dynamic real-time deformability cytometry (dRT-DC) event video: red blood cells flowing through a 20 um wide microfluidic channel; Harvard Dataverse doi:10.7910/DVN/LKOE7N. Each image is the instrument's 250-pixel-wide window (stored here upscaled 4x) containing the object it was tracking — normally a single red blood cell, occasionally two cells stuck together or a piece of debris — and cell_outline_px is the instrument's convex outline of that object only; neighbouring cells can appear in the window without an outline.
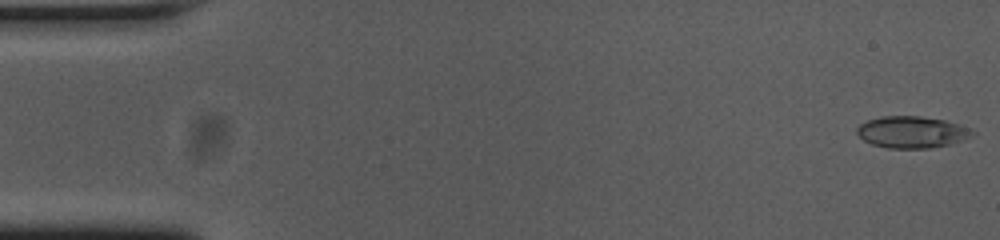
{"species": "common noctule bat (a hibernating species)", "species_latin": "Nyctalus noctula", "temperature_condition": "cold", "stored_images_in_passage": 54, "camera_frame_rate_fps": 3000, "um_per_image_px": 0.085, "animal": {"sex": "female", "body_mass_g": 23.0, "forearm_length_mm": 53.4}, "frame": {"image": 1, "passage_image": 1, "time_ms": 0.0, "image_size_px": [1000, 240], "cell_outline_px": [[976, 136], [948, 144], [932, 148], [888, 148], [872, 144], [864, 140], [856, 132], [856, 128], [860, 124], [868, 120], [880, 116], [920, 116], [944, 120], [960, 124], [972, 128], [976, 132]], "centroid_in_image_um": [77.56, 11.22], "position_along_channel_um": 7.4, "area_um2": 21.5}}
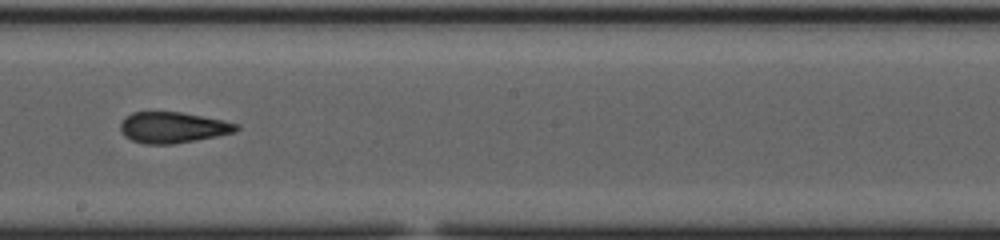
{"frame": {"image": 2, "passage_image": 30, "time_ms": 9.667, "image_size_px": [1000, 240], "cell_outline_px": [[240, 128], [236, 132], [196, 140], [172, 144], [144, 144], [132, 140], [124, 136], [120, 132], [120, 124], [132, 112], [180, 112], [224, 120], [240, 124]], "centroid_in_image_um": [14.72, 10.84], "position_along_channel_um": 233.5, "area_um2": 20.92}}
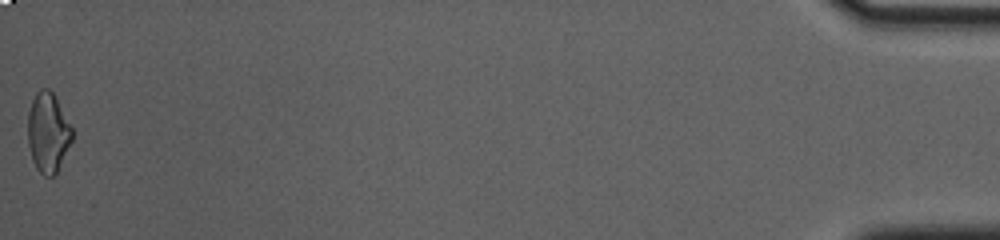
{"frame": {"image": 3, "passage_image": 54, "time_ms": 17.667, "image_size_px": [1000, 240], "cell_outline_px": [[72, 140], [56, 172], [52, 176], [44, 176], [36, 168], [32, 160], [28, 144], [28, 112], [32, 100], [36, 92], [40, 88], [48, 88], [52, 92], [72, 128]], "centroid_in_image_um": [4.05, 11.26], "position_along_channel_um": 431.1, "area_um2": 20.29}, "authors_computed_cell_mechanics": {"area_um2": 21.1548, "velocity_mm_per_s": 3.7551, "shape_relaxation_time_tau1_ms": null, "shape_relaxation_time_tau2_ms": 2.338, "deformation_change_tau1": null, "deformation_change_tau2": 0.0858}}